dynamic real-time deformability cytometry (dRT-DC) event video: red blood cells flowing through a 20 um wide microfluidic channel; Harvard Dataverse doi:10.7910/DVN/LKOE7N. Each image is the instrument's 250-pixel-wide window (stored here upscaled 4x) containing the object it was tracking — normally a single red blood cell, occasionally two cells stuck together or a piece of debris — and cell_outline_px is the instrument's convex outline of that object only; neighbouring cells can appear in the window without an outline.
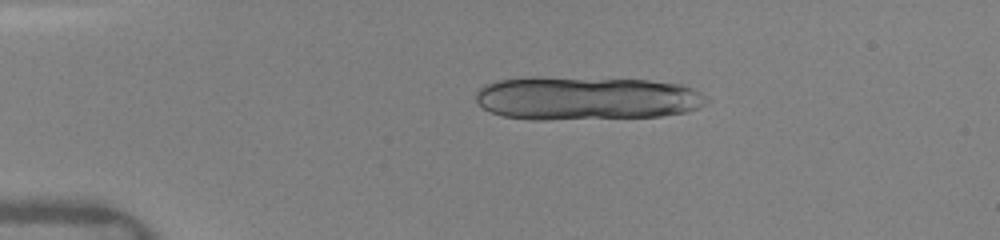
{"species": "human", "species_latin": "Homo sapiens", "temperature_condition": "warm", "stored_images_in_passage": 21, "segment_of_instrument_passage": [1, 2], "camera_frame_rate_fps": 3000, "um_per_image_px": 0.085, "donor": {"sex": "female"}, "frame": {"image": 1, "passage_image": 7, "time_ms": 2.667, "image_size_px": [1000, 240], "cell_outline_px": [[712, 100], [688, 112], [660, 116], [548, 120], [528, 120], [504, 116], [492, 112], [484, 108], [476, 100], [476, 92], [484, 84], [496, 80], [528, 76], [540, 76], [648, 80], [680, 84], [692, 88], [708, 96]], "centroid_in_image_um": [49.82, 8.34], "position_along_channel_um": 35.2, "area_um2": 59.42}}